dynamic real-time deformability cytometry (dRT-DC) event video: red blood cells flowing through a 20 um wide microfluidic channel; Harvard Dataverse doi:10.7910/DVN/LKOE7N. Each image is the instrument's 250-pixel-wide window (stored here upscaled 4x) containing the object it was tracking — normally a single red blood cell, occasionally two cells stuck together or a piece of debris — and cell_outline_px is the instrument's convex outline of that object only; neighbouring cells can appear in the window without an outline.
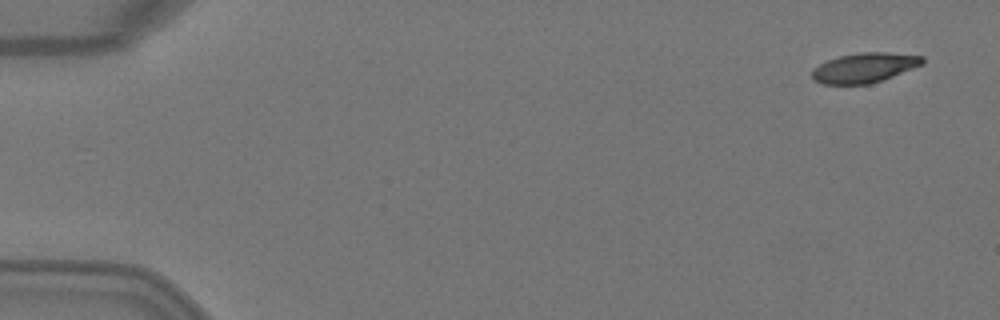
{"species": "Egyptian fruit bat (a non-hibernating species)", "species_latin": "Rousettus aegyptiacus", "temperature_condition": "warm", "stored_images_in_passage": 4, "camera_frame_rate_fps": 3000, "um_per_image_px": 0.085, "animal": {"sex": "female"}, "frame": {"image": 1, "passage_image": 1, "time_ms": 0.0, "image_size_px": [1000, 320], "cell_outline_px": [[924, 64], [892, 76], [868, 84], [820, 84], [812, 80], [812, 68], [828, 60], [840, 56], [860, 52], [888, 52], [924, 56]], "centroid_in_image_um": [73.46, 5.75], "position_along_channel_um": 11.5, "area_um2": 19.13}}
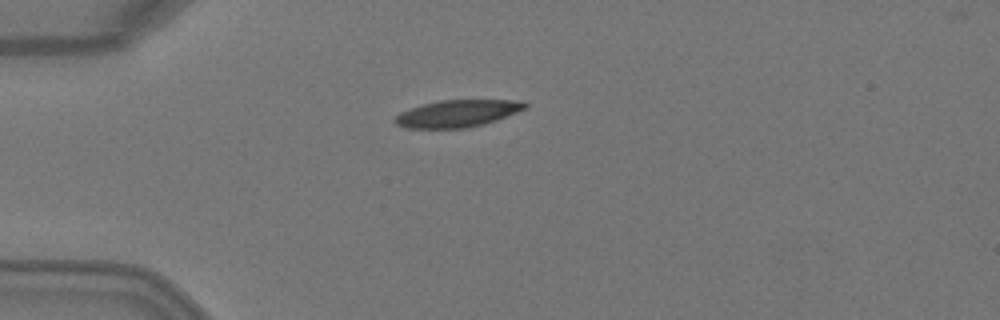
{"frame": {"image": 2, "passage_image": 4, "time_ms": 1.0, "image_size_px": [1000, 320], "cell_outline_px": [[528, 108], [496, 120], [484, 124], [464, 128], [404, 128], [396, 124], [392, 120], [400, 112], [424, 104], [440, 100], [520, 100], [528, 104]], "centroid_in_image_um": [38.89, 9.65], "position_along_channel_um": 46.1, "area_um2": 20.52}}